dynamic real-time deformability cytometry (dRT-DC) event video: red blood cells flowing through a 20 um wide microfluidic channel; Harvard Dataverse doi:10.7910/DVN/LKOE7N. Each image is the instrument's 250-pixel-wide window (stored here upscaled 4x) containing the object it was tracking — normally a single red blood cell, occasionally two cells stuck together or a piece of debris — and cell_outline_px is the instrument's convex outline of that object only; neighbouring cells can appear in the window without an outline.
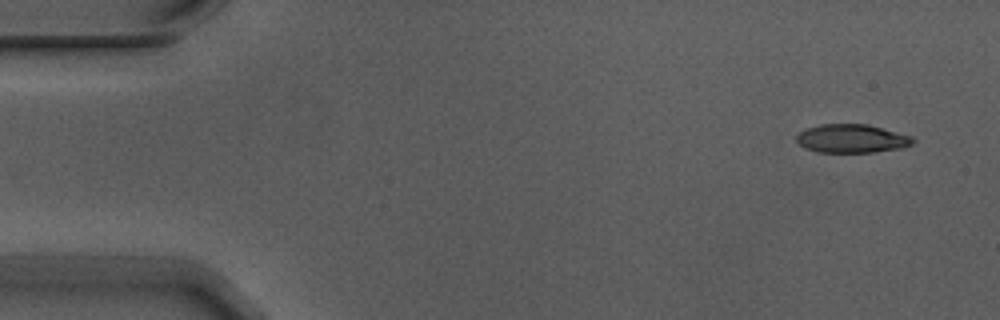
{"species": "Egyptian fruit bat (a non-hibernating species)", "species_latin": "Rousettus aegyptiacus", "temperature_condition": "warm", "stored_images_in_passage": 4, "camera_frame_rate_fps": 3000, "um_per_image_px": 0.085, "animal": {"sex": "male"}, "frame": {"image": 1, "passage_image": 1, "time_ms": 0.0, "image_size_px": [1000, 320], "cell_outline_px": [[916, 140], [912, 144], [900, 148], [872, 152], [820, 152], [804, 148], [796, 140], [796, 136], [800, 132], [808, 128], [820, 124], [868, 124], [912, 136]], "centroid_in_image_um": [72.41, 11.77], "position_along_channel_um": 12.6, "area_um2": 19.25}}
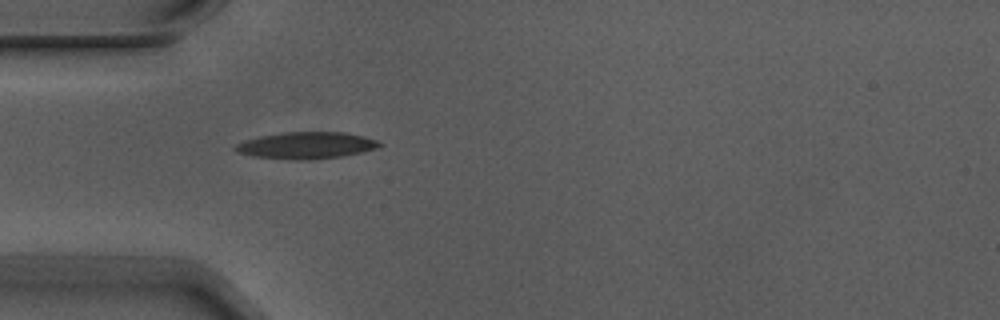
{"frame": {"image": 2, "passage_image": 4, "time_ms": 1.0, "image_size_px": [1000, 320], "cell_outline_px": [[384, 144], [376, 148], [344, 156], [308, 160], [288, 160], [252, 156], [236, 152], [232, 148], [236, 144], [244, 140], [260, 136], [284, 132], [344, 132], [364, 136], [376, 140]], "centroid_in_image_um": [26.0, 12.36], "position_along_channel_um": 59.0, "area_um2": 22.66}}